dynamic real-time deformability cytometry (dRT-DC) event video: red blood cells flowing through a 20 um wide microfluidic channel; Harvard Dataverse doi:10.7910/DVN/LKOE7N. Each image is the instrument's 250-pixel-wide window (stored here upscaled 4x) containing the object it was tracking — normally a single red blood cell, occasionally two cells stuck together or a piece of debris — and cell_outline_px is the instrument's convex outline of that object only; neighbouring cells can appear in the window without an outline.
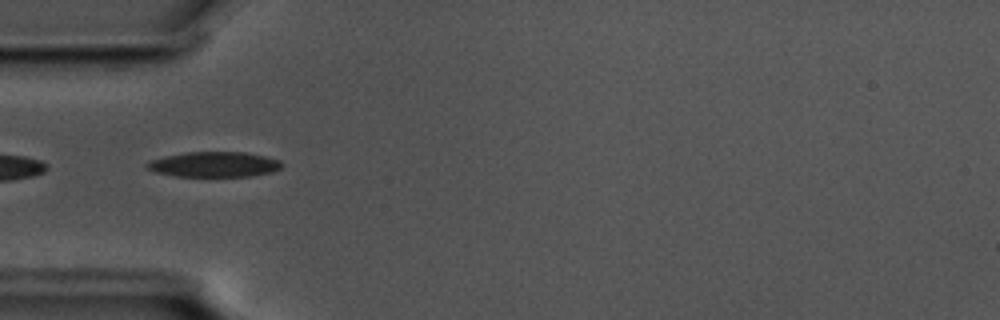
{"species": "common noctule bat (a hibernating species)", "species_latin": "Nyctalus noctula", "temperature_condition": "cold", "stored_images_in_passage": 4, "camera_frame_rate_fps": 3000, "um_per_image_px": 0.085, "animal": {"sex": "male", "body_mass_g": 17.5, "forearm_length_mm": 52.3}, "frame": {"image": 1, "passage_image": 1, "time_ms": 0.0, "image_size_px": [1000, 320], "cell_outline_px": [[284, 164], [280, 168], [272, 172], [252, 176], [176, 176], [156, 172], [148, 168], [144, 164], [148, 160], [164, 156], [184, 152], [244, 152], [264, 156], [280, 160]], "centroid_in_image_um": [18.19, 13.97], "position_along_channel_um": 66.8, "area_um2": 19.88}}